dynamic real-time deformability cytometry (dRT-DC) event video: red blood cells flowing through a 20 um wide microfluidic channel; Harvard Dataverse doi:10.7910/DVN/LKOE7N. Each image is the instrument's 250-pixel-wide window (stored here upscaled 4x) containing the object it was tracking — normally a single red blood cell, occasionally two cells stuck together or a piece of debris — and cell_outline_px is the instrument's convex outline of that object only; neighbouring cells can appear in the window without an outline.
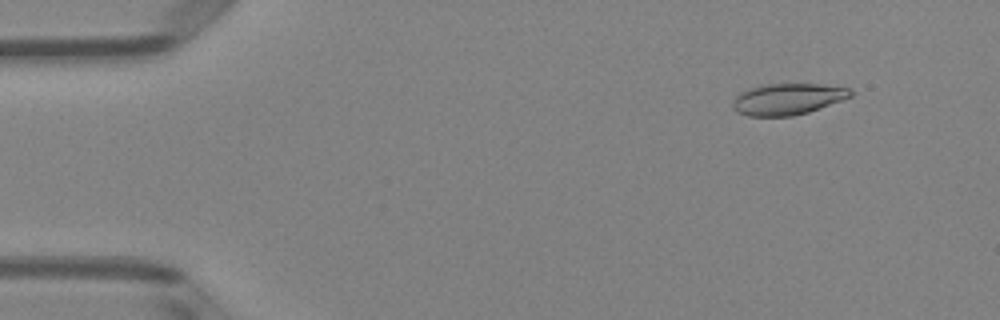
{"species": "Egyptian fruit bat (a non-hibernating species)", "species_latin": "Rousettus aegyptiacus", "temperature_condition": "room temperature", "stored_images_in_passage": 52, "camera_frame_rate_fps": 3000, "um_per_image_px": 0.085, "animal": {"sex": "female"}, "frame": {"image": 1, "passage_image": 6, "time_ms": 1.667, "image_size_px": [1000, 320], "cell_outline_px": [[852, 96], [808, 112], [792, 116], [748, 116], [736, 112], [732, 108], [732, 100], [740, 92], [760, 84], [820, 84], [852, 88]], "centroid_in_image_um": [66.91, 8.41], "position_along_channel_um": 18.1, "area_um2": 21.62}}
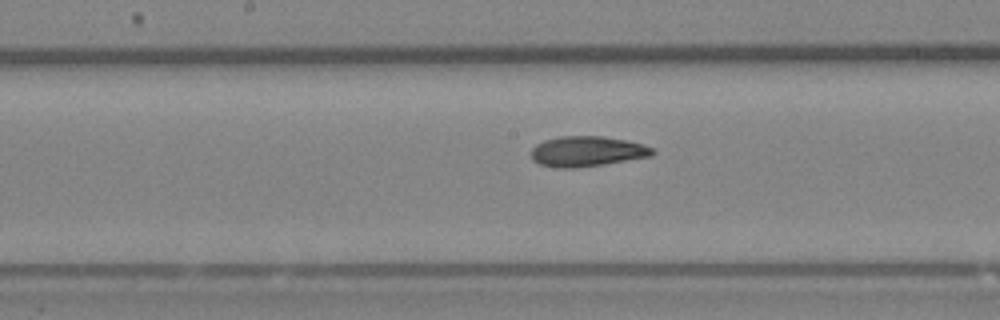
{"frame": {"image": 2, "passage_image": 27, "time_ms": 8.667, "image_size_px": [1000, 320], "cell_outline_px": [[656, 152], [652, 156], [604, 164], [576, 168], [560, 168], [540, 164], [532, 160], [532, 148], [536, 144], [544, 140], [560, 136], [600, 136], [624, 140], [640, 144], [652, 148]], "centroid_in_image_um": [49.88, 12.87], "position_along_channel_um": 198.3, "area_um2": 21.27}}
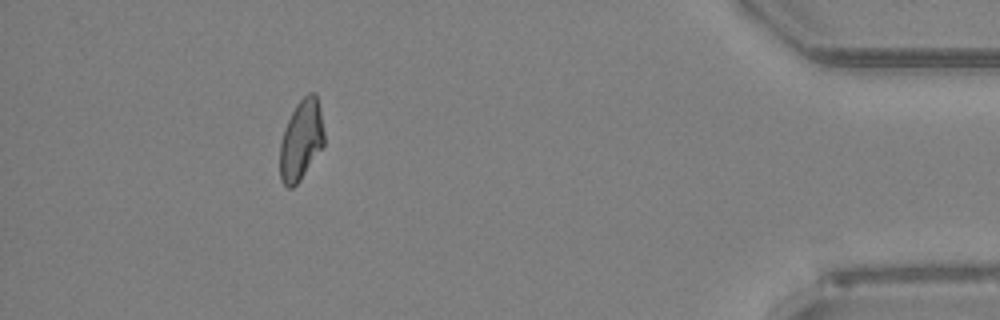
{"frame": {"image": 3, "passage_image": 47, "time_ms": 15.333, "image_size_px": [1000, 320], "cell_outline_px": [[324, 144], [300, 180], [292, 188], [288, 188], [280, 180], [280, 144], [284, 128], [296, 104], [308, 92], [316, 92], [324, 132]], "centroid_in_image_um": [25.58, 11.9], "position_along_channel_um": 409.6, "area_um2": 20.52}, "authors_computed_cell_mechanics": {"area_um2": 21.4149, "velocity_mm_per_s": 3.9827, "shape_relaxation_time_tau1_ms": 5.8276, "shape_relaxation_time_tau2_ms": 4.591, "deformation_change_tau1": 0.1865, "deformation_change_tau2": 0.1124}}